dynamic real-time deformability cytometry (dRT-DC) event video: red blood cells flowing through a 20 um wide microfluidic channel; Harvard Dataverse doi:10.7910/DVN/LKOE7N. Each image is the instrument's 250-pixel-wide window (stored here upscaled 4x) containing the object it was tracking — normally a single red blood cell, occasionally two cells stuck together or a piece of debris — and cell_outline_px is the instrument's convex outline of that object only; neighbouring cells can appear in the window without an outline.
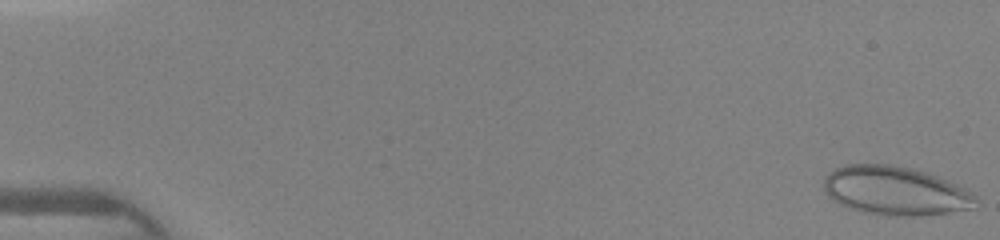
{"species": "human", "species_latin": "Homo sapiens", "temperature_condition": "warm", "stored_images_in_passage": 46, "camera_frame_rate_fps": 3000, "um_per_image_px": 0.085, "donor": {"sex": "female"}, "frame": {"image": 1, "passage_image": 1, "time_ms": 0.0, "image_size_px": [1000, 240], "cell_outline_px": [[976, 200], [968, 208], [948, 212], [916, 216], [888, 216], [864, 212], [840, 204], [832, 200], [828, 196], [824, 188], [824, 180], [828, 172], [836, 168], [848, 164], [888, 164], [908, 168], [924, 172], [936, 176], [956, 184], [964, 188], [976, 196]], "centroid_in_image_um": [76.03, 16.21], "position_along_channel_um": 9.0, "area_um2": 42.6}}
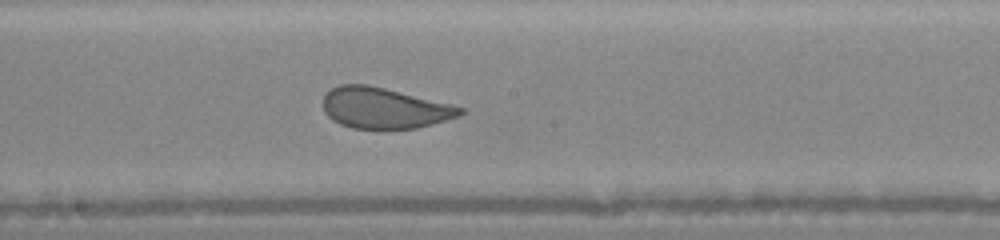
{"frame": {"image": 2, "passage_image": 26, "time_ms": 8.333, "image_size_px": [1000, 240], "cell_outline_px": [[464, 112], [460, 116], [432, 124], [416, 128], [352, 128], [340, 124], [332, 120], [324, 112], [324, 96], [332, 88], [340, 84], [368, 84], [452, 104], [464, 108]], "centroid_in_image_um": [32.67, 9.18], "position_along_channel_um": 215.5, "area_um2": 32.48}}
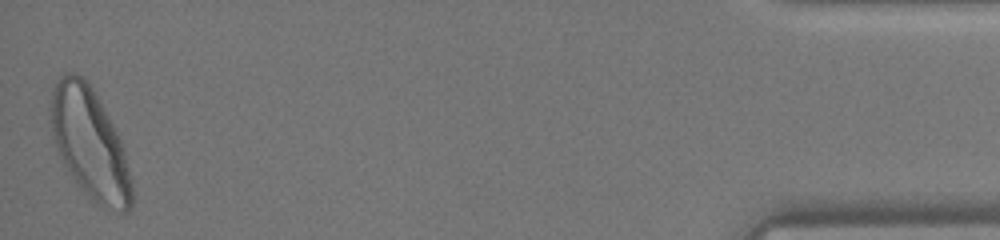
{"frame": {"image": 3, "passage_image": 46, "time_ms": 15.0, "image_size_px": [1000, 240], "cell_outline_px": [[132, 204], [128, 212], [116, 212], [104, 208], [92, 200], [88, 196], [76, 180], [68, 168], [56, 144], [52, 132], [48, 108], [48, 104], [52, 88], [56, 80], [64, 72], [76, 72], [88, 80], [108, 116], [120, 140], [132, 188]], "centroid_in_image_um": [7.6, 12.13], "position_along_channel_um": 427.6, "area_um2": 51.44}}